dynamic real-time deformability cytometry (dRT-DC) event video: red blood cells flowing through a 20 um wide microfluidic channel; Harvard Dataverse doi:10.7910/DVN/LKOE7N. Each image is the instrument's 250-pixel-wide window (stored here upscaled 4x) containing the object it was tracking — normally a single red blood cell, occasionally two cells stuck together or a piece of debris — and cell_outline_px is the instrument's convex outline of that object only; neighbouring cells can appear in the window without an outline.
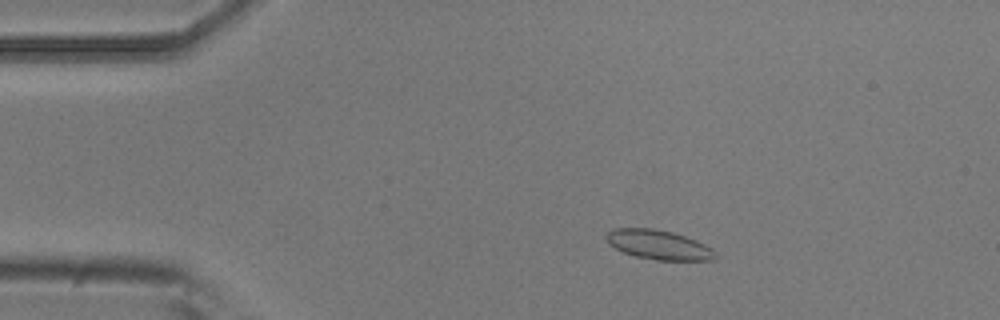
{"species": "common noctule bat (a hibernating species)", "species_latin": "Nyctalus noctula", "temperature_condition": "room temperature", "stored_images_in_passage": 51, "camera_frame_rate_fps": 3000, "um_per_image_px": 0.085, "animal": {"sex": "male", "body_mass_g": 20.5, "forearm_length_mm": 52.5}, "frame": {"image": 1, "passage_image": 8, "time_ms": 2.333, "image_size_px": [1000, 320], "cell_outline_px": [[716, 256], [712, 260], [656, 260], [636, 256], [624, 252], [608, 244], [604, 236], [612, 228], [652, 228], [672, 232], [696, 240], [712, 248], [716, 252]], "centroid_in_image_um": [55.96, 20.8], "position_along_channel_um": 29.0, "area_um2": 18.67}}
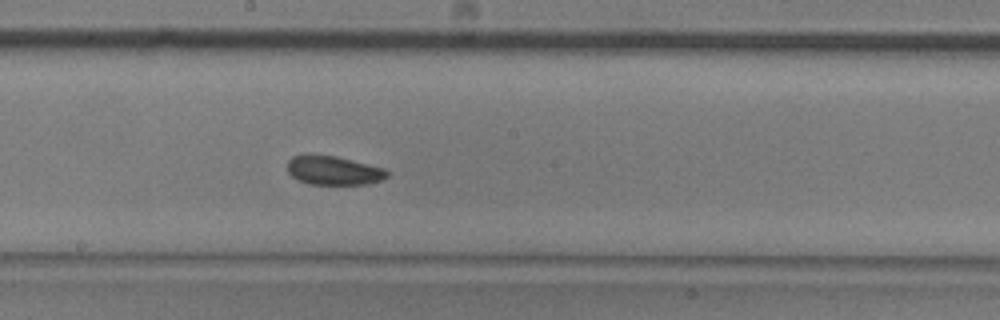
{"frame": {"image": 2, "passage_image": 27, "time_ms": 8.667, "image_size_px": [1000, 320], "cell_outline_px": [[388, 176], [380, 180], [368, 184], [308, 184], [292, 176], [288, 172], [288, 160], [292, 156], [336, 156], [384, 168], [388, 172]], "centroid_in_image_um": [28.37, 14.5], "position_along_channel_um": 219.8, "area_um2": 16.42}}
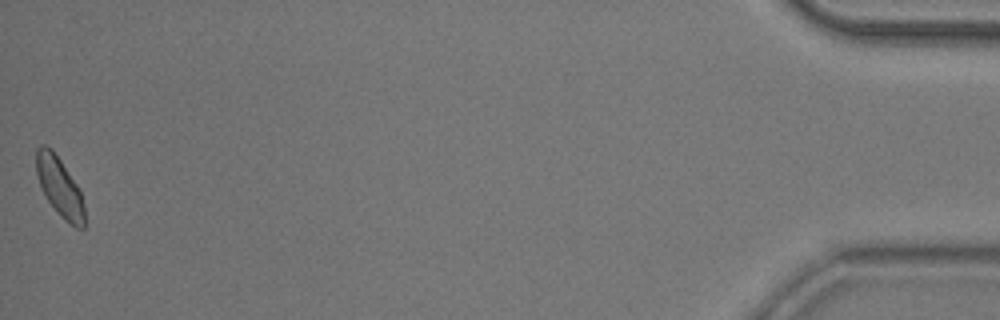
{"frame": {"image": 3, "passage_image": 51, "time_ms": 16.667, "image_size_px": [1000, 320], "cell_outline_px": [[84, 228], [76, 228], [64, 220], [48, 200], [40, 184], [36, 172], [36, 148], [40, 144], [44, 144], [52, 148], [76, 184], [80, 192], [84, 204]], "centroid_in_image_um": [5.06, 15.86], "position_along_channel_um": 430.1, "area_um2": 16.36}, "authors_computed_cell_mechanics": {"area_um2": 17.2822, "velocity_mm_per_s": 3.8448, "shape_relaxation_time_tau1_ms": 4.2798, "shape_relaxation_time_tau2_ms": null, "deformation_change_tau1": 0.0515, "deformation_change_tau2": null}}